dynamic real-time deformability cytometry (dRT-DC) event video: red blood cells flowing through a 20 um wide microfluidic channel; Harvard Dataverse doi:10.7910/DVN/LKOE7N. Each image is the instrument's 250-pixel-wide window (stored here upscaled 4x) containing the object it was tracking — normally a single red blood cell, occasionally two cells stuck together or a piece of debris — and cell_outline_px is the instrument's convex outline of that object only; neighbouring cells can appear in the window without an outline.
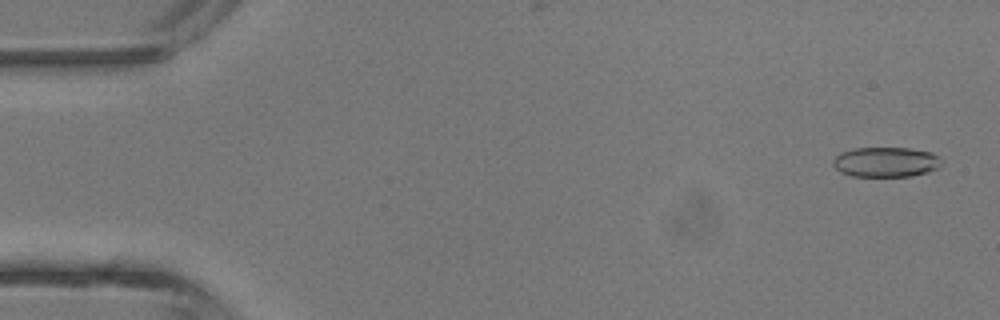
{"species": "common noctule bat (a hibernating species)", "species_latin": "Nyctalus noctula", "temperature_condition": "room temperature", "stored_images_in_passage": 4, "camera_frame_rate_fps": 3000, "um_per_image_px": 0.085, "animal": {"sex": "male", "body_mass_g": 13.3}, "frame": {"image": 1, "passage_image": 1, "time_ms": 0.0, "image_size_px": [1000, 320], "cell_outline_px": [[940, 168], [912, 176], [852, 176], [840, 172], [832, 164], [832, 160], [840, 152], [852, 148], [908, 148], [932, 152], [940, 156]], "centroid_in_image_um": [75.29, 13.77], "position_along_channel_um": 9.7, "area_um2": 19.07}}
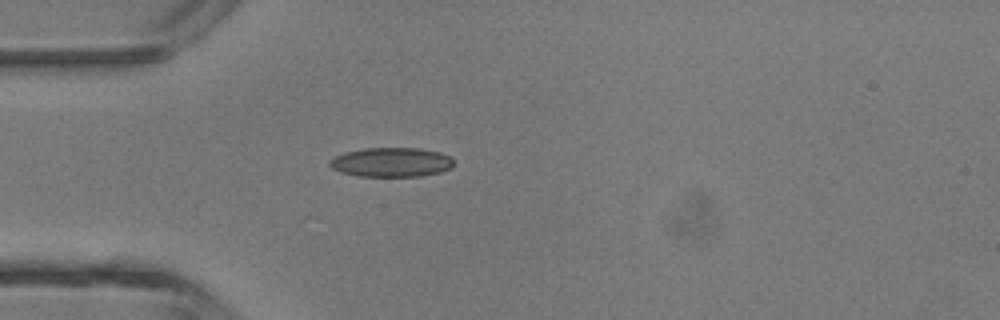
{"frame": {"image": 2, "passage_image": 4, "time_ms": 3.667, "image_size_px": [1000, 320], "cell_outline_px": [[452, 168], [440, 172], [420, 176], [356, 176], [340, 172], [332, 168], [328, 164], [328, 160], [332, 156], [344, 152], [364, 148], [420, 148], [440, 152], [452, 156]], "centroid_in_image_um": [33.22, 13.78], "position_along_channel_um": 51.8, "area_um2": 21.5}}